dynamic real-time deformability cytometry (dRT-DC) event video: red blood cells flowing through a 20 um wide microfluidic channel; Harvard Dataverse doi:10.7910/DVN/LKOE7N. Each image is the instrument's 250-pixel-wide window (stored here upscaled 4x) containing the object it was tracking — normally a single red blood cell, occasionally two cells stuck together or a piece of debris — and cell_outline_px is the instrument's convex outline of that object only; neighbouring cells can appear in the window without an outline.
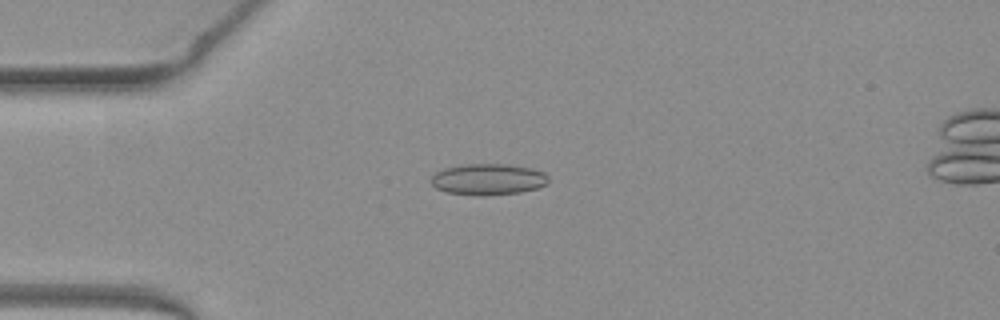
{"species": "common noctule bat (a hibernating species)", "species_latin": "Nyctalus noctula", "temperature_condition": "warm", "stored_images_in_passage": 52, "camera_frame_rate_fps": 3000, "um_per_image_px": 0.085, "animal": {"sex": "female", "body_mass_g": 19.3, "forearm_length_mm": 54.1}, "frame": {"image": 1, "passage_image": 14, "time_ms": 4.333, "image_size_px": [1000, 320], "cell_outline_px": [[548, 184], [536, 188], [520, 192], [480, 196], [476, 196], [444, 192], [436, 188], [428, 180], [436, 172], [444, 168], [468, 164], [508, 164], [532, 168], [544, 172], [548, 176]], "centroid_in_image_um": [41.47, 15.25], "position_along_channel_um": 43.5, "area_um2": 21.56}}
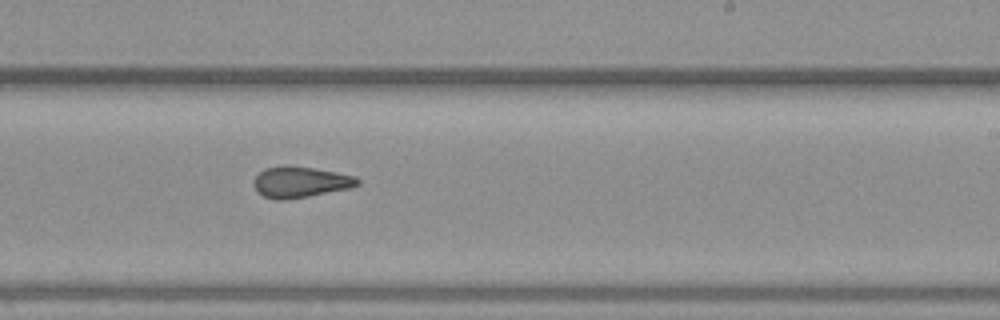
{"frame": {"image": 2, "passage_image": 32, "time_ms": 10.333, "image_size_px": [1000, 320], "cell_outline_px": [[360, 184], [352, 188], [308, 196], [284, 200], [276, 200], [264, 196], [256, 192], [252, 184], [252, 180], [264, 168], [284, 164], [312, 168], [336, 172], [356, 176], [360, 180]], "centroid_in_image_um": [25.5, 15.47], "position_along_channel_um": 263.5, "area_um2": 19.07}}
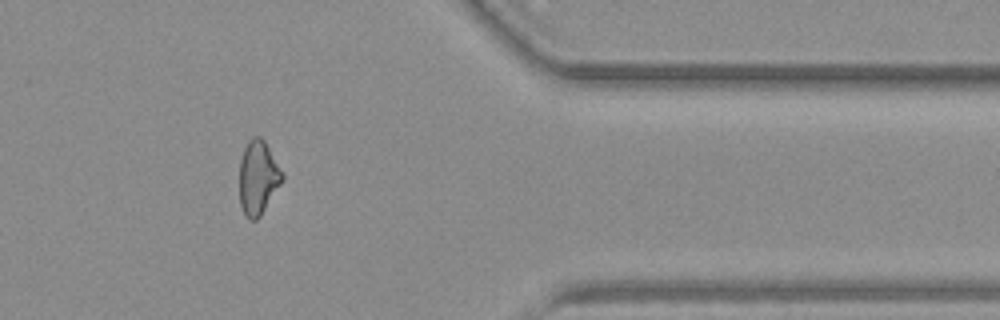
{"frame": {"image": 3, "passage_image": 43, "time_ms": 14.0, "image_size_px": [1000, 320], "cell_outline_px": [[284, 180], [260, 216], [256, 220], [248, 220], [240, 204], [240, 160], [244, 148], [248, 140], [252, 136], [260, 136], [264, 140], [284, 172]], "centroid_in_image_um": [21.96, 15.08], "position_along_channel_um": 389.4, "area_um2": 18.61}, "authors_computed_cell_mechanics": {"area_um2": 19.1607, "velocity_mm_per_s": 4.0139, "shape_relaxation_time_tau1_ms": null, "shape_relaxation_time_tau2_ms": 1.8896, "deformation_change_tau1": null, "deformation_change_tau2": 0.1033}}